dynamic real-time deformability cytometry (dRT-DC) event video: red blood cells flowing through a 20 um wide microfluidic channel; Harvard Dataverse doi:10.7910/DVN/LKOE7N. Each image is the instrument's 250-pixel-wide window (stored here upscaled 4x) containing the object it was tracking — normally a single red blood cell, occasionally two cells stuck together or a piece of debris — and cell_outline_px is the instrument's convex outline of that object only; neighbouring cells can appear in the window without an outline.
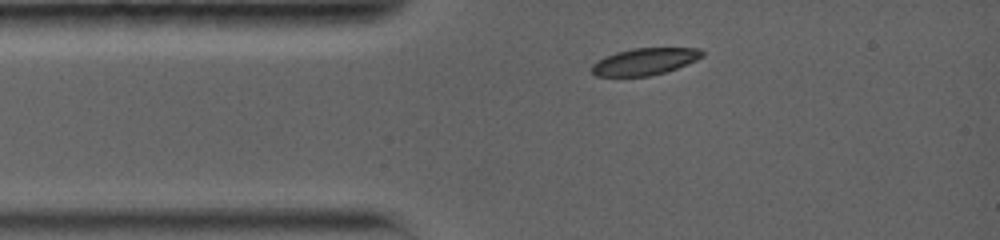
{"species": "common noctule bat (a hibernating species)", "species_latin": "Nyctalus noctula", "temperature_condition": "warm", "stored_images_in_passage": 11, "camera_frame_rate_fps": 5000, "um_per_image_px": 0.085, "animal": {"sex": "female", "body_mass_g": 19.0, "forearm_length_mm": 56.7}, "frame": {"image": 1, "passage_image": 1, "time_ms": 0.0, "image_size_px": [1000, 240], "cell_outline_px": [[704, 56], [688, 64], [664, 72], [648, 76], [596, 76], [592, 72], [592, 64], [596, 60], [604, 56], [616, 52], [632, 48], [700, 48], [704, 52]], "centroid_in_image_um": [54.8, 5.22], "position_along_channel_um": 30.2, "area_um2": 17.34}}
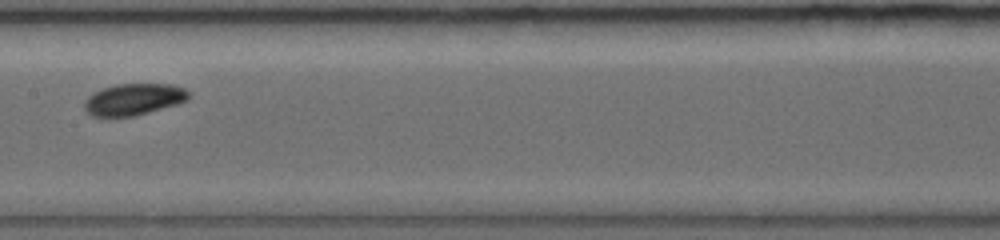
{"frame": {"image": 2, "passage_image": 5, "time_ms": 4.8, "image_size_px": [1000, 240], "cell_outline_px": [[192, 96], [188, 100], [176, 104], [132, 116], [92, 116], [84, 108], [84, 100], [92, 92], [116, 84], [172, 84], [184, 88], [192, 92]], "centroid_in_image_um": [11.39, 8.42], "position_along_channel_um": 196.0, "area_um2": 19.19}}
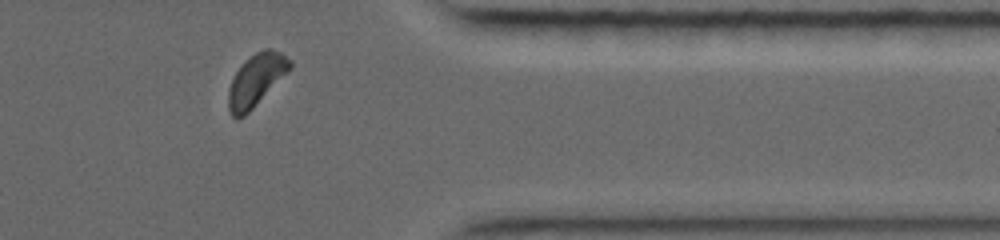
{"frame": {"image": 3, "passage_image": 10, "time_ms": 10.2, "image_size_px": [1000, 240], "cell_outline_px": [[292, 68], [244, 116], [232, 116], [228, 108], [228, 88], [236, 72], [244, 60], [256, 52], [264, 48], [272, 48], [280, 52], [292, 60]], "centroid_in_image_um": [21.78, 6.76], "position_along_channel_um": 389.6, "area_um2": 18.5}, "authors_computed_cell_mechanics": {"area_um2": 18.496, "velocity_mm_per_s": 3.7836, "shape_relaxation_time_tau1_ms": 1.9389, "shape_relaxation_time_tau2_ms": null, "deformation_change_tau1": 0.059, "deformation_change_tau2": null}}